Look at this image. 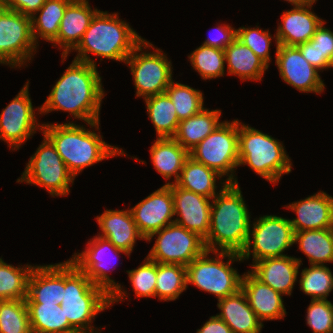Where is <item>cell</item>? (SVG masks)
<instances>
[{
  "instance_id": "obj_1",
  "label": "cell",
  "mask_w": 333,
  "mask_h": 333,
  "mask_svg": "<svg viewBox=\"0 0 333 333\" xmlns=\"http://www.w3.org/2000/svg\"><path fill=\"white\" fill-rule=\"evenodd\" d=\"M101 80L96 66L73 60L38 111L70 112L69 115L99 130V112L105 96Z\"/></svg>"
},
{
  "instance_id": "obj_2",
  "label": "cell",
  "mask_w": 333,
  "mask_h": 333,
  "mask_svg": "<svg viewBox=\"0 0 333 333\" xmlns=\"http://www.w3.org/2000/svg\"><path fill=\"white\" fill-rule=\"evenodd\" d=\"M222 183L219 193L211 201L210 229L204 239L205 247L210 252L241 254L252 227L250 213L239 185Z\"/></svg>"
},
{
  "instance_id": "obj_3",
  "label": "cell",
  "mask_w": 333,
  "mask_h": 333,
  "mask_svg": "<svg viewBox=\"0 0 333 333\" xmlns=\"http://www.w3.org/2000/svg\"><path fill=\"white\" fill-rule=\"evenodd\" d=\"M119 13L98 11L83 34L81 41L72 50L74 60L97 66L90 53L98 57L124 62L144 40L128 23L119 19Z\"/></svg>"
},
{
  "instance_id": "obj_4",
  "label": "cell",
  "mask_w": 333,
  "mask_h": 333,
  "mask_svg": "<svg viewBox=\"0 0 333 333\" xmlns=\"http://www.w3.org/2000/svg\"><path fill=\"white\" fill-rule=\"evenodd\" d=\"M42 133L55 146L58 154L74 178L84 168L117 155L127 156L123 149L111 146L94 130L73 122L42 124Z\"/></svg>"
},
{
  "instance_id": "obj_5",
  "label": "cell",
  "mask_w": 333,
  "mask_h": 333,
  "mask_svg": "<svg viewBox=\"0 0 333 333\" xmlns=\"http://www.w3.org/2000/svg\"><path fill=\"white\" fill-rule=\"evenodd\" d=\"M61 306L65 317L76 331L98 333V328L94 329L91 324L99 312L111 307L110 295L103 288L94 285L84 272L67 260Z\"/></svg>"
},
{
  "instance_id": "obj_6",
  "label": "cell",
  "mask_w": 333,
  "mask_h": 333,
  "mask_svg": "<svg viewBox=\"0 0 333 333\" xmlns=\"http://www.w3.org/2000/svg\"><path fill=\"white\" fill-rule=\"evenodd\" d=\"M238 155L239 166L248 165L255 173L274 185L283 174L291 172V159L283 144L239 120Z\"/></svg>"
},
{
  "instance_id": "obj_7",
  "label": "cell",
  "mask_w": 333,
  "mask_h": 333,
  "mask_svg": "<svg viewBox=\"0 0 333 333\" xmlns=\"http://www.w3.org/2000/svg\"><path fill=\"white\" fill-rule=\"evenodd\" d=\"M205 251L186 266V281L200 290L214 294L217 299L235 294L241 289L242 277L231 267L234 261H242L240 254L233 252H212L216 258H209ZM227 258L225 263L222 259Z\"/></svg>"
},
{
  "instance_id": "obj_8",
  "label": "cell",
  "mask_w": 333,
  "mask_h": 333,
  "mask_svg": "<svg viewBox=\"0 0 333 333\" xmlns=\"http://www.w3.org/2000/svg\"><path fill=\"white\" fill-rule=\"evenodd\" d=\"M189 156L222 177L227 175V183L238 184L234 175V170L239 166L238 119L222 122L189 152Z\"/></svg>"
},
{
  "instance_id": "obj_9",
  "label": "cell",
  "mask_w": 333,
  "mask_h": 333,
  "mask_svg": "<svg viewBox=\"0 0 333 333\" xmlns=\"http://www.w3.org/2000/svg\"><path fill=\"white\" fill-rule=\"evenodd\" d=\"M34 155L29 159L18 182H25L45 188L52 197L66 196L74 176L58 154L55 146L45 136Z\"/></svg>"
},
{
  "instance_id": "obj_10",
  "label": "cell",
  "mask_w": 333,
  "mask_h": 333,
  "mask_svg": "<svg viewBox=\"0 0 333 333\" xmlns=\"http://www.w3.org/2000/svg\"><path fill=\"white\" fill-rule=\"evenodd\" d=\"M150 47L153 52L142 50ZM154 49L152 43L144 39L125 60L133 76L136 97L165 93L173 81L171 61L160 49Z\"/></svg>"
},
{
  "instance_id": "obj_11",
  "label": "cell",
  "mask_w": 333,
  "mask_h": 333,
  "mask_svg": "<svg viewBox=\"0 0 333 333\" xmlns=\"http://www.w3.org/2000/svg\"><path fill=\"white\" fill-rule=\"evenodd\" d=\"M293 244L294 230L290 219L263 215L253 223L252 230L250 227L248 241L240 256L244 261L252 255L253 263L265 258L284 257L287 254L283 252Z\"/></svg>"
},
{
  "instance_id": "obj_12",
  "label": "cell",
  "mask_w": 333,
  "mask_h": 333,
  "mask_svg": "<svg viewBox=\"0 0 333 333\" xmlns=\"http://www.w3.org/2000/svg\"><path fill=\"white\" fill-rule=\"evenodd\" d=\"M31 17L0 3V64L21 67L36 52Z\"/></svg>"
},
{
  "instance_id": "obj_13",
  "label": "cell",
  "mask_w": 333,
  "mask_h": 333,
  "mask_svg": "<svg viewBox=\"0 0 333 333\" xmlns=\"http://www.w3.org/2000/svg\"><path fill=\"white\" fill-rule=\"evenodd\" d=\"M154 235L158 237L147 258L158 263L187 266L206 251L203 238L175 222L153 233L146 241L150 242Z\"/></svg>"
},
{
  "instance_id": "obj_14",
  "label": "cell",
  "mask_w": 333,
  "mask_h": 333,
  "mask_svg": "<svg viewBox=\"0 0 333 333\" xmlns=\"http://www.w3.org/2000/svg\"><path fill=\"white\" fill-rule=\"evenodd\" d=\"M108 250H112L115 257L120 253L130 256L127 251L115 247L107 239L95 236L92 240L90 239V241H88L84 251L81 253H74L69 260L80 271L84 272L94 285L103 288L110 295V306H112V304L115 302L117 303L122 299L124 301V299L128 297V293L122 289L119 283H115L107 273L109 271L106 270L107 263H105V255L107 253L109 254Z\"/></svg>"
},
{
  "instance_id": "obj_15",
  "label": "cell",
  "mask_w": 333,
  "mask_h": 333,
  "mask_svg": "<svg viewBox=\"0 0 333 333\" xmlns=\"http://www.w3.org/2000/svg\"><path fill=\"white\" fill-rule=\"evenodd\" d=\"M28 89L29 81L0 114V140L13 147L11 150H18L36 133V128L42 130V125L37 123Z\"/></svg>"
},
{
  "instance_id": "obj_16",
  "label": "cell",
  "mask_w": 333,
  "mask_h": 333,
  "mask_svg": "<svg viewBox=\"0 0 333 333\" xmlns=\"http://www.w3.org/2000/svg\"><path fill=\"white\" fill-rule=\"evenodd\" d=\"M275 63L281 79L300 92L322 93L324 83L319 70L311 65L296 46L276 45Z\"/></svg>"
},
{
  "instance_id": "obj_17",
  "label": "cell",
  "mask_w": 333,
  "mask_h": 333,
  "mask_svg": "<svg viewBox=\"0 0 333 333\" xmlns=\"http://www.w3.org/2000/svg\"><path fill=\"white\" fill-rule=\"evenodd\" d=\"M140 234L146 240L153 233L174 223V201L171 187L164 184L130 209Z\"/></svg>"
},
{
  "instance_id": "obj_18",
  "label": "cell",
  "mask_w": 333,
  "mask_h": 333,
  "mask_svg": "<svg viewBox=\"0 0 333 333\" xmlns=\"http://www.w3.org/2000/svg\"><path fill=\"white\" fill-rule=\"evenodd\" d=\"M166 185L171 187L174 213L179 216L174 222L205 239L210 229L212 199L185 190L170 181Z\"/></svg>"
},
{
  "instance_id": "obj_19",
  "label": "cell",
  "mask_w": 333,
  "mask_h": 333,
  "mask_svg": "<svg viewBox=\"0 0 333 333\" xmlns=\"http://www.w3.org/2000/svg\"><path fill=\"white\" fill-rule=\"evenodd\" d=\"M65 289V262L34 266L29 278L26 303L61 305Z\"/></svg>"
},
{
  "instance_id": "obj_20",
  "label": "cell",
  "mask_w": 333,
  "mask_h": 333,
  "mask_svg": "<svg viewBox=\"0 0 333 333\" xmlns=\"http://www.w3.org/2000/svg\"><path fill=\"white\" fill-rule=\"evenodd\" d=\"M285 207L297 215L290 220L294 232L333 228V197L324 191Z\"/></svg>"
},
{
  "instance_id": "obj_21",
  "label": "cell",
  "mask_w": 333,
  "mask_h": 333,
  "mask_svg": "<svg viewBox=\"0 0 333 333\" xmlns=\"http://www.w3.org/2000/svg\"><path fill=\"white\" fill-rule=\"evenodd\" d=\"M89 0H72L65 9L60 22L57 38L52 44L58 45L62 52V62L81 41L83 34L90 25L93 17L99 11L91 9Z\"/></svg>"
},
{
  "instance_id": "obj_22",
  "label": "cell",
  "mask_w": 333,
  "mask_h": 333,
  "mask_svg": "<svg viewBox=\"0 0 333 333\" xmlns=\"http://www.w3.org/2000/svg\"><path fill=\"white\" fill-rule=\"evenodd\" d=\"M301 258L291 256L265 258L251 265V273L262 283L282 295H292L297 281Z\"/></svg>"
},
{
  "instance_id": "obj_23",
  "label": "cell",
  "mask_w": 333,
  "mask_h": 333,
  "mask_svg": "<svg viewBox=\"0 0 333 333\" xmlns=\"http://www.w3.org/2000/svg\"><path fill=\"white\" fill-rule=\"evenodd\" d=\"M312 5L293 7V9L283 12L282 23L278 24L274 35L276 45L298 46L308 42L325 22L311 11Z\"/></svg>"
},
{
  "instance_id": "obj_24",
  "label": "cell",
  "mask_w": 333,
  "mask_h": 333,
  "mask_svg": "<svg viewBox=\"0 0 333 333\" xmlns=\"http://www.w3.org/2000/svg\"><path fill=\"white\" fill-rule=\"evenodd\" d=\"M241 289L261 322L283 319L286 315L283 295L262 283L250 271L243 274Z\"/></svg>"
},
{
  "instance_id": "obj_25",
  "label": "cell",
  "mask_w": 333,
  "mask_h": 333,
  "mask_svg": "<svg viewBox=\"0 0 333 333\" xmlns=\"http://www.w3.org/2000/svg\"><path fill=\"white\" fill-rule=\"evenodd\" d=\"M101 233L97 236L107 239L115 247L132 253L137 239L145 240L133 220L130 208L127 210H105L96 217ZM137 238V239H136Z\"/></svg>"
},
{
  "instance_id": "obj_26",
  "label": "cell",
  "mask_w": 333,
  "mask_h": 333,
  "mask_svg": "<svg viewBox=\"0 0 333 333\" xmlns=\"http://www.w3.org/2000/svg\"><path fill=\"white\" fill-rule=\"evenodd\" d=\"M217 314L232 330L233 333H260L262 322L250 307L245 293L240 289L233 295L219 299Z\"/></svg>"
},
{
  "instance_id": "obj_27",
  "label": "cell",
  "mask_w": 333,
  "mask_h": 333,
  "mask_svg": "<svg viewBox=\"0 0 333 333\" xmlns=\"http://www.w3.org/2000/svg\"><path fill=\"white\" fill-rule=\"evenodd\" d=\"M220 117L221 110L203 108L196 115L181 120L173 138L190 152L222 123Z\"/></svg>"
},
{
  "instance_id": "obj_28",
  "label": "cell",
  "mask_w": 333,
  "mask_h": 333,
  "mask_svg": "<svg viewBox=\"0 0 333 333\" xmlns=\"http://www.w3.org/2000/svg\"><path fill=\"white\" fill-rule=\"evenodd\" d=\"M224 52L228 74L236 75L241 80L261 81L265 70L269 67L237 38L224 49Z\"/></svg>"
},
{
  "instance_id": "obj_29",
  "label": "cell",
  "mask_w": 333,
  "mask_h": 333,
  "mask_svg": "<svg viewBox=\"0 0 333 333\" xmlns=\"http://www.w3.org/2000/svg\"><path fill=\"white\" fill-rule=\"evenodd\" d=\"M150 153L156 171L166 180L175 176L173 183L179 179L183 165L189 157V152L174 138H157L150 148Z\"/></svg>"
},
{
  "instance_id": "obj_30",
  "label": "cell",
  "mask_w": 333,
  "mask_h": 333,
  "mask_svg": "<svg viewBox=\"0 0 333 333\" xmlns=\"http://www.w3.org/2000/svg\"><path fill=\"white\" fill-rule=\"evenodd\" d=\"M309 258V265L333 262V228L294 232V244Z\"/></svg>"
},
{
  "instance_id": "obj_31",
  "label": "cell",
  "mask_w": 333,
  "mask_h": 333,
  "mask_svg": "<svg viewBox=\"0 0 333 333\" xmlns=\"http://www.w3.org/2000/svg\"><path fill=\"white\" fill-rule=\"evenodd\" d=\"M216 178H222L215 170L188 157L183 165L179 179L175 184L185 190L213 198L216 191ZM217 192V193H216Z\"/></svg>"
},
{
  "instance_id": "obj_32",
  "label": "cell",
  "mask_w": 333,
  "mask_h": 333,
  "mask_svg": "<svg viewBox=\"0 0 333 333\" xmlns=\"http://www.w3.org/2000/svg\"><path fill=\"white\" fill-rule=\"evenodd\" d=\"M32 333H72L76 330L58 304L26 303Z\"/></svg>"
},
{
  "instance_id": "obj_33",
  "label": "cell",
  "mask_w": 333,
  "mask_h": 333,
  "mask_svg": "<svg viewBox=\"0 0 333 333\" xmlns=\"http://www.w3.org/2000/svg\"><path fill=\"white\" fill-rule=\"evenodd\" d=\"M144 100L148 116L156 130L157 138H173L180 121L167 93L149 96Z\"/></svg>"
},
{
  "instance_id": "obj_34",
  "label": "cell",
  "mask_w": 333,
  "mask_h": 333,
  "mask_svg": "<svg viewBox=\"0 0 333 333\" xmlns=\"http://www.w3.org/2000/svg\"><path fill=\"white\" fill-rule=\"evenodd\" d=\"M71 1L46 0L36 14L31 17L33 38L37 46L39 37L51 43L57 38L60 22ZM37 13L38 17H36Z\"/></svg>"
},
{
  "instance_id": "obj_35",
  "label": "cell",
  "mask_w": 333,
  "mask_h": 333,
  "mask_svg": "<svg viewBox=\"0 0 333 333\" xmlns=\"http://www.w3.org/2000/svg\"><path fill=\"white\" fill-rule=\"evenodd\" d=\"M323 22L313 37L296 46L302 56L318 70L333 68V31L324 27Z\"/></svg>"
},
{
  "instance_id": "obj_36",
  "label": "cell",
  "mask_w": 333,
  "mask_h": 333,
  "mask_svg": "<svg viewBox=\"0 0 333 333\" xmlns=\"http://www.w3.org/2000/svg\"><path fill=\"white\" fill-rule=\"evenodd\" d=\"M187 289L186 266L157 262L155 298L174 301Z\"/></svg>"
},
{
  "instance_id": "obj_37",
  "label": "cell",
  "mask_w": 333,
  "mask_h": 333,
  "mask_svg": "<svg viewBox=\"0 0 333 333\" xmlns=\"http://www.w3.org/2000/svg\"><path fill=\"white\" fill-rule=\"evenodd\" d=\"M34 266L14 267L0 258V301L27 297L28 278Z\"/></svg>"
},
{
  "instance_id": "obj_38",
  "label": "cell",
  "mask_w": 333,
  "mask_h": 333,
  "mask_svg": "<svg viewBox=\"0 0 333 333\" xmlns=\"http://www.w3.org/2000/svg\"><path fill=\"white\" fill-rule=\"evenodd\" d=\"M173 80L166 89L170 97L179 121L196 115L204 107V96L199 90L191 88L188 85L175 82Z\"/></svg>"
},
{
  "instance_id": "obj_39",
  "label": "cell",
  "mask_w": 333,
  "mask_h": 333,
  "mask_svg": "<svg viewBox=\"0 0 333 333\" xmlns=\"http://www.w3.org/2000/svg\"><path fill=\"white\" fill-rule=\"evenodd\" d=\"M188 58L193 69L200 74L202 79L207 80L224 76V50L202 44L188 55Z\"/></svg>"
},
{
  "instance_id": "obj_40",
  "label": "cell",
  "mask_w": 333,
  "mask_h": 333,
  "mask_svg": "<svg viewBox=\"0 0 333 333\" xmlns=\"http://www.w3.org/2000/svg\"><path fill=\"white\" fill-rule=\"evenodd\" d=\"M0 333H32L25 299L0 301Z\"/></svg>"
},
{
  "instance_id": "obj_41",
  "label": "cell",
  "mask_w": 333,
  "mask_h": 333,
  "mask_svg": "<svg viewBox=\"0 0 333 333\" xmlns=\"http://www.w3.org/2000/svg\"><path fill=\"white\" fill-rule=\"evenodd\" d=\"M299 281L300 290L311 296L312 300H327L333 289V273L325 265H310L302 269Z\"/></svg>"
},
{
  "instance_id": "obj_42",
  "label": "cell",
  "mask_w": 333,
  "mask_h": 333,
  "mask_svg": "<svg viewBox=\"0 0 333 333\" xmlns=\"http://www.w3.org/2000/svg\"><path fill=\"white\" fill-rule=\"evenodd\" d=\"M126 272L136 297L155 298L157 262L146 257L142 265Z\"/></svg>"
},
{
  "instance_id": "obj_43",
  "label": "cell",
  "mask_w": 333,
  "mask_h": 333,
  "mask_svg": "<svg viewBox=\"0 0 333 333\" xmlns=\"http://www.w3.org/2000/svg\"><path fill=\"white\" fill-rule=\"evenodd\" d=\"M306 313V323L313 333H333V303L331 301L311 299Z\"/></svg>"
},
{
  "instance_id": "obj_44",
  "label": "cell",
  "mask_w": 333,
  "mask_h": 333,
  "mask_svg": "<svg viewBox=\"0 0 333 333\" xmlns=\"http://www.w3.org/2000/svg\"><path fill=\"white\" fill-rule=\"evenodd\" d=\"M244 45L249 47L268 66L270 57L271 35L268 31L256 28L240 27L237 29V37Z\"/></svg>"
},
{
  "instance_id": "obj_45",
  "label": "cell",
  "mask_w": 333,
  "mask_h": 333,
  "mask_svg": "<svg viewBox=\"0 0 333 333\" xmlns=\"http://www.w3.org/2000/svg\"><path fill=\"white\" fill-rule=\"evenodd\" d=\"M215 29V28H214ZM213 29V30H214ZM215 31V30H214ZM218 32L217 35L213 38L208 37L204 42L203 45L211 46L213 48L224 50L226 47H228L237 37V29L231 27L230 25H220L218 24V27H216V31Z\"/></svg>"
},
{
  "instance_id": "obj_46",
  "label": "cell",
  "mask_w": 333,
  "mask_h": 333,
  "mask_svg": "<svg viewBox=\"0 0 333 333\" xmlns=\"http://www.w3.org/2000/svg\"><path fill=\"white\" fill-rule=\"evenodd\" d=\"M46 0H0L7 9L18 11L25 16L33 17Z\"/></svg>"
},
{
  "instance_id": "obj_47",
  "label": "cell",
  "mask_w": 333,
  "mask_h": 333,
  "mask_svg": "<svg viewBox=\"0 0 333 333\" xmlns=\"http://www.w3.org/2000/svg\"><path fill=\"white\" fill-rule=\"evenodd\" d=\"M197 333H233L230 327L217 315L211 316L208 321L197 330Z\"/></svg>"
},
{
  "instance_id": "obj_48",
  "label": "cell",
  "mask_w": 333,
  "mask_h": 333,
  "mask_svg": "<svg viewBox=\"0 0 333 333\" xmlns=\"http://www.w3.org/2000/svg\"><path fill=\"white\" fill-rule=\"evenodd\" d=\"M288 1V3H291L294 7H302V6H308L313 5L316 3L317 0H284Z\"/></svg>"
},
{
  "instance_id": "obj_49",
  "label": "cell",
  "mask_w": 333,
  "mask_h": 333,
  "mask_svg": "<svg viewBox=\"0 0 333 333\" xmlns=\"http://www.w3.org/2000/svg\"><path fill=\"white\" fill-rule=\"evenodd\" d=\"M72 333H88V332L75 331V332H72Z\"/></svg>"
}]
</instances>
